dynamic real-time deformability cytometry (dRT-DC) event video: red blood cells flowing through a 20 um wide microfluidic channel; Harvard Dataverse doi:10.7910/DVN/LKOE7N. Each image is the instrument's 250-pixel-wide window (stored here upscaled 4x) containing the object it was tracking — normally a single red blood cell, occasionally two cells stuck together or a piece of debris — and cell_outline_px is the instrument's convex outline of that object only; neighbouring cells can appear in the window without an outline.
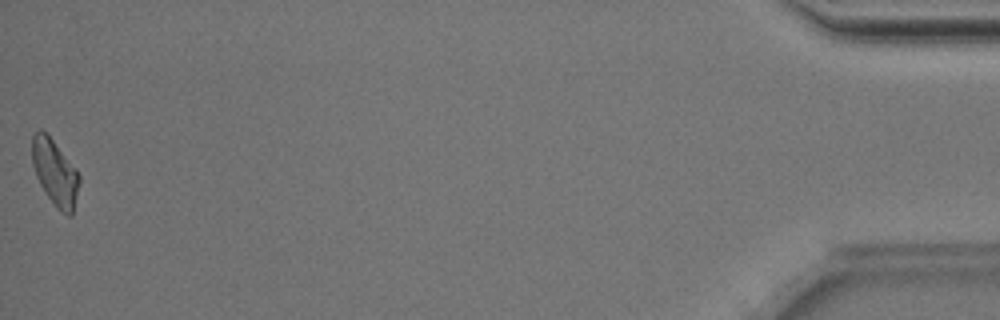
{"species": "Egyptian fruit bat (a non-hibernating species)", "species_latin": "Rousettus aegyptiacus", "temperature_condition": "room temperature", "stored_images_in_passage": 36, "camera_frame_rate_fps": 3000, "um_per_image_px": 0.085, "animal": {"sex": "male"}, "frame": {"image": 1, "passage_image": 36, "time_ms": 11.667, "image_size_px": [1000, 320], "cell_outline_px": [[80, 180], [72, 216], [68, 216], [60, 212], [56, 208], [40, 184], [36, 176], [32, 164], [32, 136], [40, 128], [48, 132], [76, 168], [80, 176]], "centroid_in_image_um": [4.67, 14.63], "position_along_channel_um": 430.5, "area_um2": 18.44}, "authors_computed_cell_mechanics": {"area_um2": 19.074, "velocity_mm_per_s": 3.993, "shape_relaxation_time_tau1_ms": 7.12, "shape_relaxation_time_tau2_ms": null, "deformation_change_tau1": 0.1967, "deformation_change_tau2": null}}